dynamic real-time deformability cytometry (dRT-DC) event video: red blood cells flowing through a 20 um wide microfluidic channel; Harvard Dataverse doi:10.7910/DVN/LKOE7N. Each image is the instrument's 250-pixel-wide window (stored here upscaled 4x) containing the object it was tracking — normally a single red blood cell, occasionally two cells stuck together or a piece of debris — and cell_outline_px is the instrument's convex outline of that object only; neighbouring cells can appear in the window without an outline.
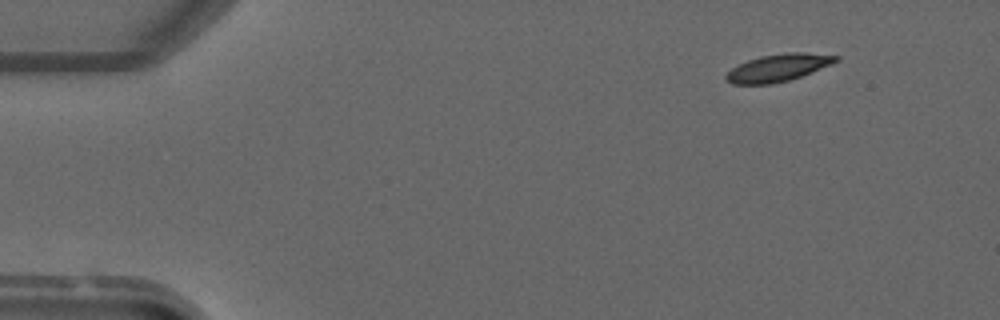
{"species": "common noctule bat (a hibernating species)", "species_latin": "Nyctalus noctula", "temperature_condition": "warm", "stored_images_in_passage": 3, "camera_frame_rate_fps": 3000, "um_per_image_px": 0.085, "animal": {"sex": "male", "forearm_length_mm": 52.5}, "frame": {"image": 1, "passage_image": 1, "time_ms": 0.0, "image_size_px": [1000, 320], "cell_outline_px": [[840, 60], [832, 64], [800, 76], [788, 80], [772, 84], [732, 84], [724, 76], [732, 68], [748, 60], [760, 56], [788, 52], [804, 52], [840, 56]], "centroid_in_image_um": [66.17, 5.75], "position_along_channel_um": 18.8, "area_um2": 17.34}}